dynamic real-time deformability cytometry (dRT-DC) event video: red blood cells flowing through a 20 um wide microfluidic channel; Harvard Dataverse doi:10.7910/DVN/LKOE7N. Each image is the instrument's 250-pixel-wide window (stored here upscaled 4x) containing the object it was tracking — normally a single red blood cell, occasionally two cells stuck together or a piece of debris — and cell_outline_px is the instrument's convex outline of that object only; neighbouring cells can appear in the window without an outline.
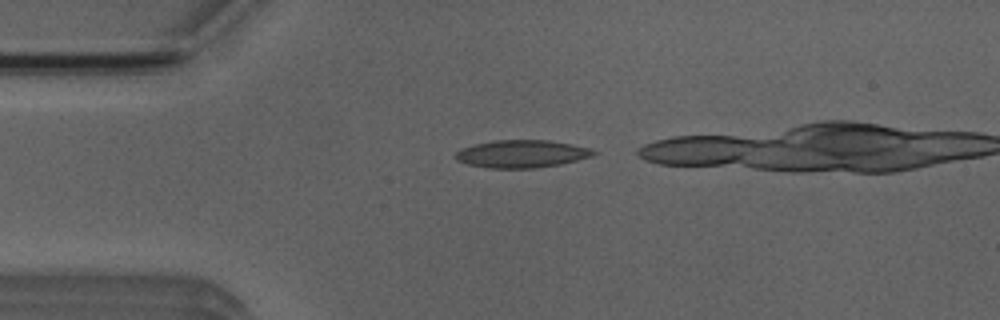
{"species": "Egyptian fruit bat (a non-hibernating species)", "species_latin": "Rousettus aegyptiacus", "temperature_condition": "room temperature", "stored_images_in_passage": 4, "camera_frame_rate_fps": 3000, "um_per_image_px": 0.085, "animal": {"sex": "male"}, "frame": {"image": 1, "passage_image": 1, "time_ms": 0.0, "image_size_px": [1000, 320], "cell_outline_px": [[600, 152], [592, 156], [560, 164], [536, 168], [488, 168], [468, 164], [456, 160], [452, 156], [460, 148], [476, 144], [496, 140], [548, 140], [588, 148]], "centroid_in_image_um": [44.3, 13.08], "position_along_channel_um": 40.7, "area_um2": 22.14}}